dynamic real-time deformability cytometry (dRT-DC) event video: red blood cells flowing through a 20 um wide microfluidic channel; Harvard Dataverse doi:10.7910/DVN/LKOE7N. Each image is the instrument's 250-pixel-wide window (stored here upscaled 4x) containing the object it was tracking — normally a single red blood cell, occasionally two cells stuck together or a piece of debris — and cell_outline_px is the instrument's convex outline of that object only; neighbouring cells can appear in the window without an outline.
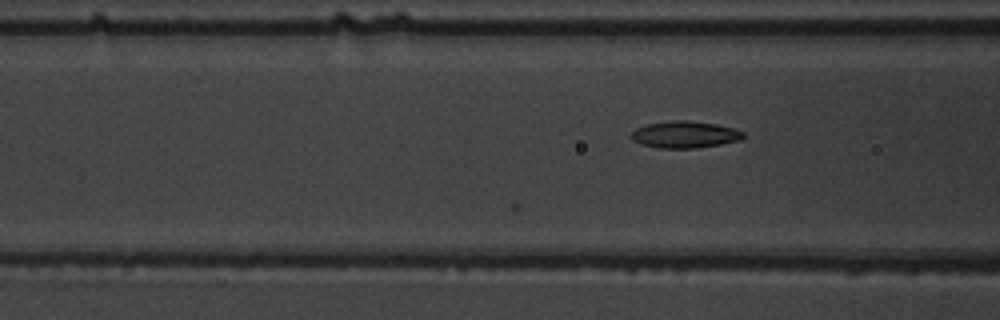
{"species": "common noctule bat (a hibernating species)", "species_latin": "Nyctalus noctula", "temperature_condition": "warm", "stored_images_in_passage": 6, "camera_frame_rate_fps": 3000, "um_per_image_px": 0.085, "animal": {"sex": "male", "body_mass_g": 19.5, "forearm_length_mm": 54.6}, "frame": {"image": 1, "passage_image": 6, "time_ms": 1.667, "image_size_px": [1000, 320], "cell_outline_px": [[744, 136], [740, 140], [720, 144], [696, 148], [656, 148], [640, 144], [632, 140], [628, 136], [636, 128], [644, 124], [672, 120], [688, 120], [716, 124], [736, 128], [744, 132]], "centroid_in_image_um": [58.17, 11.43], "position_along_channel_um": 108.4, "area_um2": 17.8}}